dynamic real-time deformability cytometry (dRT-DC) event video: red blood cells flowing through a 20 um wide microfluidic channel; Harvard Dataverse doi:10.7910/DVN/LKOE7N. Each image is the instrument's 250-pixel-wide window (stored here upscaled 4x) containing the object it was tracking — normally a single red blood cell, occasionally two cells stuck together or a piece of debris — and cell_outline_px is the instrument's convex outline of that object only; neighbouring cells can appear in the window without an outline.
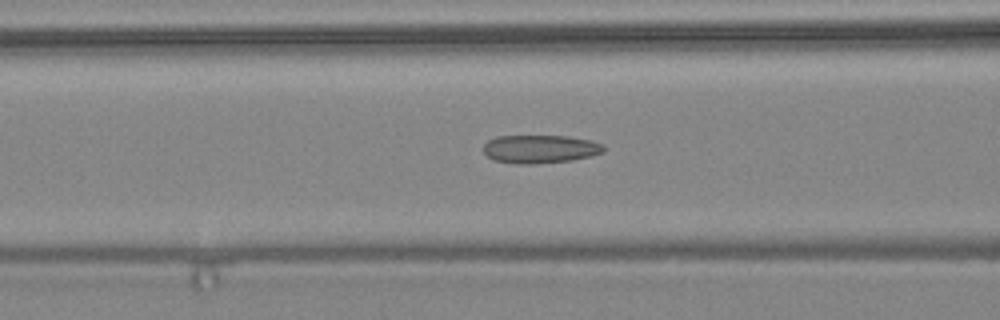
{"species": "common noctule bat (a hibernating species)", "species_latin": "Nyctalus noctula", "temperature_condition": "warm", "stored_images_in_passage": 39, "camera_frame_rate_fps": 3000, "um_per_image_px": 0.085, "animal": {"sex": "female", "body_mass_g": 24.6, "forearm_length_mm": 56.2}, "frame": {"image": 1, "passage_image": 20, "time_ms": 6.333, "image_size_px": [1000, 320], "cell_outline_px": [[604, 152], [572, 160], [532, 164], [516, 164], [492, 160], [484, 152], [484, 144], [488, 140], [496, 136], [568, 136], [592, 140], [604, 144]], "centroid_in_image_um": [45.9, 12.66], "position_along_channel_um": 120.7, "area_um2": 19.88}}
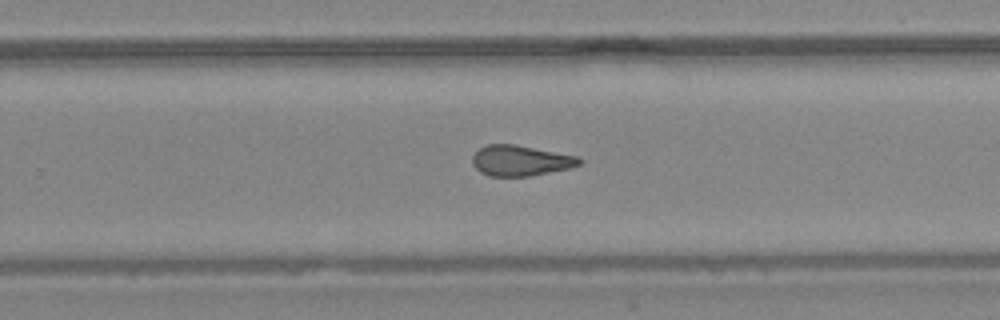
{"frame": {"image": 2, "passage_image": 31, "time_ms": 10.0, "image_size_px": [1000, 320], "cell_outline_px": [[584, 160], [580, 164], [568, 168], [528, 176], [488, 176], [480, 172], [472, 164], [472, 156], [480, 148], [488, 144], [516, 144], [580, 156]], "centroid_in_image_um": [44.25, 13.64], "position_along_channel_um": 285.5, "area_um2": 19.13}}
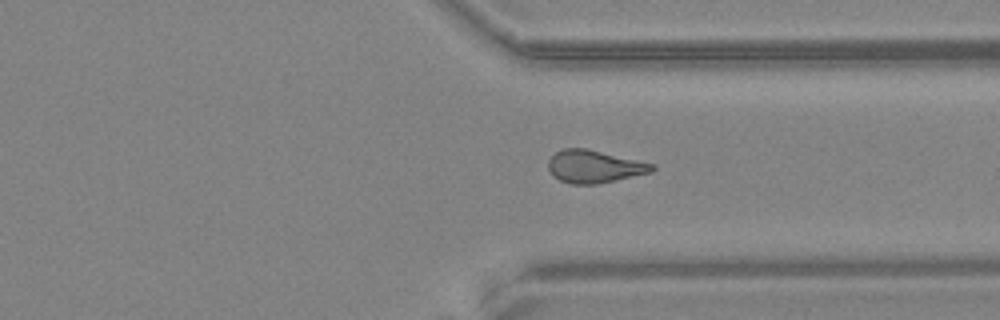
{"frame": {"image": 3, "passage_image": 36, "time_ms": 11.667, "image_size_px": [1000, 320], "cell_outline_px": [[656, 168], [652, 172], [596, 184], [572, 184], [560, 180], [548, 168], [548, 160], [556, 152], [564, 148], [588, 148], [656, 164]], "centroid_in_image_um": [50.55, 14.14], "position_along_channel_um": 360.8, "area_um2": 19.71}}